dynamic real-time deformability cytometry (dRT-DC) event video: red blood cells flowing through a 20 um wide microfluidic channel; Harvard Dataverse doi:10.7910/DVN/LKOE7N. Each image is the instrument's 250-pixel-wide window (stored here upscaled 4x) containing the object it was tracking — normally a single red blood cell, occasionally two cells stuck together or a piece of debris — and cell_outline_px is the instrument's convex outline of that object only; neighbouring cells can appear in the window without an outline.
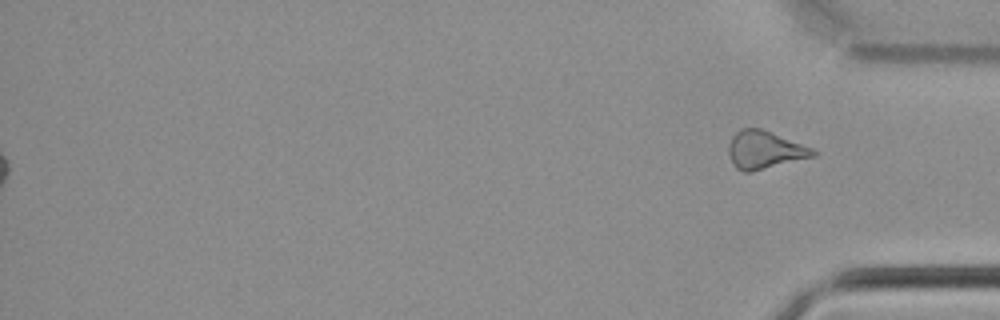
{"species": "common noctule bat (a hibernating species)", "species_latin": "Nyctalus noctula", "temperature_condition": "cold", "stored_images_in_passage": 42, "segment_of_instrument_passage": [2, 2], "camera_frame_rate_fps": 3000, "um_per_image_px": 0.085, "animal": {"sex": "male", "body_mass_g": 21.5, "forearm_length_mm": 52.0}, "frame": {"image": 1, "passage_image": 42, "time_ms": 13.667, "image_size_px": [1000, 320], "cell_outline_px": [[820, 152], [816, 156], [752, 172], [744, 172], [736, 168], [732, 164], [728, 152], [728, 144], [732, 136], [740, 128], [760, 128], [772, 132], [812, 148]], "centroid_in_image_um": [64.99, 12.75], "position_along_channel_um": 370.2, "area_um2": 18.84}}